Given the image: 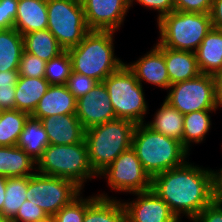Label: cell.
Masks as SVG:
<instances>
[{
  "instance_id": "1",
  "label": "cell",
  "mask_w": 222,
  "mask_h": 222,
  "mask_svg": "<svg viewBox=\"0 0 222 222\" xmlns=\"http://www.w3.org/2000/svg\"><path fill=\"white\" fill-rule=\"evenodd\" d=\"M151 189L180 219V214L194 219L213 202L211 171L187 161L152 178Z\"/></svg>"
},
{
  "instance_id": "2",
  "label": "cell",
  "mask_w": 222,
  "mask_h": 222,
  "mask_svg": "<svg viewBox=\"0 0 222 222\" xmlns=\"http://www.w3.org/2000/svg\"><path fill=\"white\" fill-rule=\"evenodd\" d=\"M113 31L90 30L80 44L68 49L73 71L99 82L125 63L114 55Z\"/></svg>"
},
{
  "instance_id": "3",
  "label": "cell",
  "mask_w": 222,
  "mask_h": 222,
  "mask_svg": "<svg viewBox=\"0 0 222 222\" xmlns=\"http://www.w3.org/2000/svg\"><path fill=\"white\" fill-rule=\"evenodd\" d=\"M131 147L151 178L181 166L189 155L180 141L157 133L144 123L136 125Z\"/></svg>"
},
{
  "instance_id": "4",
  "label": "cell",
  "mask_w": 222,
  "mask_h": 222,
  "mask_svg": "<svg viewBox=\"0 0 222 222\" xmlns=\"http://www.w3.org/2000/svg\"><path fill=\"white\" fill-rule=\"evenodd\" d=\"M136 125L131 120L117 118L85 130L89 162L97 175L131 147Z\"/></svg>"
},
{
  "instance_id": "5",
  "label": "cell",
  "mask_w": 222,
  "mask_h": 222,
  "mask_svg": "<svg viewBox=\"0 0 222 222\" xmlns=\"http://www.w3.org/2000/svg\"><path fill=\"white\" fill-rule=\"evenodd\" d=\"M36 166V171L42 175L69 179L81 188L87 179L98 177L89 162L85 139L69 145L49 144Z\"/></svg>"
},
{
  "instance_id": "6",
  "label": "cell",
  "mask_w": 222,
  "mask_h": 222,
  "mask_svg": "<svg viewBox=\"0 0 222 222\" xmlns=\"http://www.w3.org/2000/svg\"><path fill=\"white\" fill-rule=\"evenodd\" d=\"M158 45L173 50L194 52L213 29L210 13L172 11L157 21Z\"/></svg>"
},
{
  "instance_id": "7",
  "label": "cell",
  "mask_w": 222,
  "mask_h": 222,
  "mask_svg": "<svg viewBox=\"0 0 222 222\" xmlns=\"http://www.w3.org/2000/svg\"><path fill=\"white\" fill-rule=\"evenodd\" d=\"M116 118L144 123L148 106L142 85L126 63L104 81Z\"/></svg>"
},
{
  "instance_id": "8",
  "label": "cell",
  "mask_w": 222,
  "mask_h": 222,
  "mask_svg": "<svg viewBox=\"0 0 222 222\" xmlns=\"http://www.w3.org/2000/svg\"><path fill=\"white\" fill-rule=\"evenodd\" d=\"M47 29L68 50L81 43L90 31L81 0H47Z\"/></svg>"
},
{
  "instance_id": "9",
  "label": "cell",
  "mask_w": 222,
  "mask_h": 222,
  "mask_svg": "<svg viewBox=\"0 0 222 222\" xmlns=\"http://www.w3.org/2000/svg\"><path fill=\"white\" fill-rule=\"evenodd\" d=\"M168 89L165 101L183 115L219 107L213 75L201 73L193 79L174 83Z\"/></svg>"
},
{
  "instance_id": "10",
  "label": "cell",
  "mask_w": 222,
  "mask_h": 222,
  "mask_svg": "<svg viewBox=\"0 0 222 222\" xmlns=\"http://www.w3.org/2000/svg\"><path fill=\"white\" fill-rule=\"evenodd\" d=\"M35 172L28 176L26 197L28 201L33 198L35 204L41 207L49 217H53L62 207L82 194L83 188L72 180Z\"/></svg>"
},
{
  "instance_id": "11",
  "label": "cell",
  "mask_w": 222,
  "mask_h": 222,
  "mask_svg": "<svg viewBox=\"0 0 222 222\" xmlns=\"http://www.w3.org/2000/svg\"><path fill=\"white\" fill-rule=\"evenodd\" d=\"M99 176H106L108 186L117 192L139 193L151 190L152 178L142 167L135 150L121 153Z\"/></svg>"
},
{
  "instance_id": "12",
  "label": "cell",
  "mask_w": 222,
  "mask_h": 222,
  "mask_svg": "<svg viewBox=\"0 0 222 222\" xmlns=\"http://www.w3.org/2000/svg\"><path fill=\"white\" fill-rule=\"evenodd\" d=\"M89 30L115 32L130 9V0H81Z\"/></svg>"
},
{
  "instance_id": "13",
  "label": "cell",
  "mask_w": 222,
  "mask_h": 222,
  "mask_svg": "<svg viewBox=\"0 0 222 222\" xmlns=\"http://www.w3.org/2000/svg\"><path fill=\"white\" fill-rule=\"evenodd\" d=\"M75 114L85 130L117 119L103 82H99L88 94L77 99Z\"/></svg>"
},
{
  "instance_id": "14",
  "label": "cell",
  "mask_w": 222,
  "mask_h": 222,
  "mask_svg": "<svg viewBox=\"0 0 222 222\" xmlns=\"http://www.w3.org/2000/svg\"><path fill=\"white\" fill-rule=\"evenodd\" d=\"M133 194L138 196L135 201L123 202L130 222H175L178 219L152 189Z\"/></svg>"
},
{
  "instance_id": "15",
  "label": "cell",
  "mask_w": 222,
  "mask_h": 222,
  "mask_svg": "<svg viewBox=\"0 0 222 222\" xmlns=\"http://www.w3.org/2000/svg\"><path fill=\"white\" fill-rule=\"evenodd\" d=\"M142 85V81L168 89L170 79L164 60V46L156 44L150 52L134 63L126 64Z\"/></svg>"
},
{
  "instance_id": "16",
  "label": "cell",
  "mask_w": 222,
  "mask_h": 222,
  "mask_svg": "<svg viewBox=\"0 0 222 222\" xmlns=\"http://www.w3.org/2000/svg\"><path fill=\"white\" fill-rule=\"evenodd\" d=\"M41 122L49 144L69 145L82 142L85 138V129L76 114L44 117Z\"/></svg>"
},
{
  "instance_id": "17",
  "label": "cell",
  "mask_w": 222,
  "mask_h": 222,
  "mask_svg": "<svg viewBox=\"0 0 222 222\" xmlns=\"http://www.w3.org/2000/svg\"><path fill=\"white\" fill-rule=\"evenodd\" d=\"M77 99L66 85H50L38 102L31 117L41 120L44 117L76 113Z\"/></svg>"
},
{
  "instance_id": "18",
  "label": "cell",
  "mask_w": 222,
  "mask_h": 222,
  "mask_svg": "<svg viewBox=\"0 0 222 222\" xmlns=\"http://www.w3.org/2000/svg\"><path fill=\"white\" fill-rule=\"evenodd\" d=\"M47 0H18L14 28L22 36L47 29Z\"/></svg>"
},
{
  "instance_id": "19",
  "label": "cell",
  "mask_w": 222,
  "mask_h": 222,
  "mask_svg": "<svg viewBox=\"0 0 222 222\" xmlns=\"http://www.w3.org/2000/svg\"><path fill=\"white\" fill-rule=\"evenodd\" d=\"M125 219V208L120 200L111 199L105 193L86 199L83 222H123Z\"/></svg>"
},
{
  "instance_id": "20",
  "label": "cell",
  "mask_w": 222,
  "mask_h": 222,
  "mask_svg": "<svg viewBox=\"0 0 222 222\" xmlns=\"http://www.w3.org/2000/svg\"><path fill=\"white\" fill-rule=\"evenodd\" d=\"M202 74L215 76L222 71V30L213 28L195 51Z\"/></svg>"
},
{
  "instance_id": "21",
  "label": "cell",
  "mask_w": 222,
  "mask_h": 222,
  "mask_svg": "<svg viewBox=\"0 0 222 222\" xmlns=\"http://www.w3.org/2000/svg\"><path fill=\"white\" fill-rule=\"evenodd\" d=\"M164 60L171 85L193 79L201 74L194 52L164 47Z\"/></svg>"
},
{
  "instance_id": "22",
  "label": "cell",
  "mask_w": 222,
  "mask_h": 222,
  "mask_svg": "<svg viewBox=\"0 0 222 222\" xmlns=\"http://www.w3.org/2000/svg\"><path fill=\"white\" fill-rule=\"evenodd\" d=\"M36 162L16 146H0V175L6 178L31 176Z\"/></svg>"
},
{
  "instance_id": "23",
  "label": "cell",
  "mask_w": 222,
  "mask_h": 222,
  "mask_svg": "<svg viewBox=\"0 0 222 222\" xmlns=\"http://www.w3.org/2000/svg\"><path fill=\"white\" fill-rule=\"evenodd\" d=\"M49 87L45 78L19 77L15 86V109L31 115Z\"/></svg>"
},
{
  "instance_id": "24",
  "label": "cell",
  "mask_w": 222,
  "mask_h": 222,
  "mask_svg": "<svg viewBox=\"0 0 222 222\" xmlns=\"http://www.w3.org/2000/svg\"><path fill=\"white\" fill-rule=\"evenodd\" d=\"M144 124L157 133L180 141L183 145L184 115L165 100L156 111L153 121Z\"/></svg>"
},
{
  "instance_id": "25",
  "label": "cell",
  "mask_w": 222,
  "mask_h": 222,
  "mask_svg": "<svg viewBox=\"0 0 222 222\" xmlns=\"http://www.w3.org/2000/svg\"><path fill=\"white\" fill-rule=\"evenodd\" d=\"M48 145V135L41 120L30 116L20 134L17 146L37 162Z\"/></svg>"
},
{
  "instance_id": "26",
  "label": "cell",
  "mask_w": 222,
  "mask_h": 222,
  "mask_svg": "<svg viewBox=\"0 0 222 222\" xmlns=\"http://www.w3.org/2000/svg\"><path fill=\"white\" fill-rule=\"evenodd\" d=\"M23 51V36L15 28L0 30V72L18 71Z\"/></svg>"
},
{
  "instance_id": "27",
  "label": "cell",
  "mask_w": 222,
  "mask_h": 222,
  "mask_svg": "<svg viewBox=\"0 0 222 222\" xmlns=\"http://www.w3.org/2000/svg\"><path fill=\"white\" fill-rule=\"evenodd\" d=\"M23 41L25 52L37 56L45 62L64 51L48 29L27 33L23 35Z\"/></svg>"
},
{
  "instance_id": "28",
  "label": "cell",
  "mask_w": 222,
  "mask_h": 222,
  "mask_svg": "<svg viewBox=\"0 0 222 222\" xmlns=\"http://www.w3.org/2000/svg\"><path fill=\"white\" fill-rule=\"evenodd\" d=\"M216 110H201L184 115L183 146L189 151L191 143H201L211 128L210 112Z\"/></svg>"
},
{
  "instance_id": "29",
  "label": "cell",
  "mask_w": 222,
  "mask_h": 222,
  "mask_svg": "<svg viewBox=\"0 0 222 222\" xmlns=\"http://www.w3.org/2000/svg\"><path fill=\"white\" fill-rule=\"evenodd\" d=\"M31 115L17 109L2 111L0 146H16L25 123Z\"/></svg>"
},
{
  "instance_id": "30",
  "label": "cell",
  "mask_w": 222,
  "mask_h": 222,
  "mask_svg": "<svg viewBox=\"0 0 222 222\" xmlns=\"http://www.w3.org/2000/svg\"><path fill=\"white\" fill-rule=\"evenodd\" d=\"M28 189V176L7 178L3 209L0 212L10 221L25 200Z\"/></svg>"
},
{
  "instance_id": "31",
  "label": "cell",
  "mask_w": 222,
  "mask_h": 222,
  "mask_svg": "<svg viewBox=\"0 0 222 222\" xmlns=\"http://www.w3.org/2000/svg\"><path fill=\"white\" fill-rule=\"evenodd\" d=\"M73 71L72 60L67 50L46 62L44 78L50 85H66Z\"/></svg>"
},
{
  "instance_id": "32",
  "label": "cell",
  "mask_w": 222,
  "mask_h": 222,
  "mask_svg": "<svg viewBox=\"0 0 222 222\" xmlns=\"http://www.w3.org/2000/svg\"><path fill=\"white\" fill-rule=\"evenodd\" d=\"M86 212V198L78 196L62 207L52 218L55 222H83Z\"/></svg>"
},
{
  "instance_id": "33",
  "label": "cell",
  "mask_w": 222,
  "mask_h": 222,
  "mask_svg": "<svg viewBox=\"0 0 222 222\" xmlns=\"http://www.w3.org/2000/svg\"><path fill=\"white\" fill-rule=\"evenodd\" d=\"M46 62L23 51L19 64V77L44 78Z\"/></svg>"
},
{
  "instance_id": "34",
  "label": "cell",
  "mask_w": 222,
  "mask_h": 222,
  "mask_svg": "<svg viewBox=\"0 0 222 222\" xmlns=\"http://www.w3.org/2000/svg\"><path fill=\"white\" fill-rule=\"evenodd\" d=\"M48 214L38 205L35 204L33 198L22 203L16 215L9 222H37L46 221Z\"/></svg>"
},
{
  "instance_id": "35",
  "label": "cell",
  "mask_w": 222,
  "mask_h": 222,
  "mask_svg": "<svg viewBox=\"0 0 222 222\" xmlns=\"http://www.w3.org/2000/svg\"><path fill=\"white\" fill-rule=\"evenodd\" d=\"M99 81L72 71L67 81V88L76 99L88 94Z\"/></svg>"
},
{
  "instance_id": "36",
  "label": "cell",
  "mask_w": 222,
  "mask_h": 222,
  "mask_svg": "<svg viewBox=\"0 0 222 222\" xmlns=\"http://www.w3.org/2000/svg\"><path fill=\"white\" fill-rule=\"evenodd\" d=\"M18 0H0V30L14 28Z\"/></svg>"
},
{
  "instance_id": "37",
  "label": "cell",
  "mask_w": 222,
  "mask_h": 222,
  "mask_svg": "<svg viewBox=\"0 0 222 222\" xmlns=\"http://www.w3.org/2000/svg\"><path fill=\"white\" fill-rule=\"evenodd\" d=\"M213 0H173L174 10L192 13H210Z\"/></svg>"
},
{
  "instance_id": "38",
  "label": "cell",
  "mask_w": 222,
  "mask_h": 222,
  "mask_svg": "<svg viewBox=\"0 0 222 222\" xmlns=\"http://www.w3.org/2000/svg\"><path fill=\"white\" fill-rule=\"evenodd\" d=\"M192 222H222V204L213 201Z\"/></svg>"
},
{
  "instance_id": "39",
  "label": "cell",
  "mask_w": 222,
  "mask_h": 222,
  "mask_svg": "<svg viewBox=\"0 0 222 222\" xmlns=\"http://www.w3.org/2000/svg\"><path fill=\"white\" fill-rule=\"evenodd\" d=\"M133 1L135 0H130V6H133ZM136 2L146 8L157 10L159 12L157 20L174 11L173 0H136Z\"/></svg>"
},
{
  "instance_id": "40",
  "label": "cell",
  "mask_w": 222,
  "mask_h": 222,
  "mask_svg": "<svg viewBox=\"0 0 222 222\" xmlns=\"http://www.w3.org/2000/svg\"><path fill=\"white\" fill-rule=\"evenodd\" d=\"M15 86L0 85V110L15 109Z\"/></svg>"
},
{
  "instance_id": "41",
  "label": "cell",
  "mask_w": 222,
  "mask_h": 222,
  "mask_svg": "<svg viewBox=\"0 0 222 222\" xmlns=\"http://www.w3.org/2000/svg\"><path fill=\"white\" fill-rule=\"evenodd\" d=\"M212 198L214 202L222 204V168L220 171L211 170Z\"/></svg>"
},
{
  "instance_id": "42",
  "label": "cell",
  "mask_w": 222,
  "mask_h": 222,
  "mask_svg": "<svg viewBox=\"0 0 222 222\" xmlns=\"http://www.w3.org/2000/svg\"><path fill=\"white\" fill-rule=\"evenodd\" d=\"M210 16L213 28L222 30V0H213Z\"/></svg>"
},
{
  "instance_id": "43",
  "label": "cell",
  "mask_w": 222,
  "mask_h": 222,
  "mask_svg": "<svg viewBox=\"0 0 222 222\" xmlns=\"http://www.w3.org/2000/svg\"><path fill=\"white\" fill-rule=\"evenodd\" d=\"M19 79V71L0 72V85L16 86Z\"/></svg>"
},
{
  "instance_id": "44",
  "label": "cell",
  "mask_w": 222,
  "mask_h": 222,
  "mask_svg": "<svg viewBox=\"0 0 222 222\" xmlns=\"http://www.w3.org/2000/svg\"><path fill=\"white\" fill-rule=\"evenodd\" d=\"M216 83V97L218 105L222 106V71L217 73L215 76Z\"/></svg>"
},
{
  "instance_id": "45",
  "label": "cell",
  "mask_w": 222,
  "mask_h": 222,
  "mask_svg": "<svg viewBox=\"0 0 222 222\" xmlns=\"http://www.w3.org/2000/svg\"><path fill=\"white\" fill-rule=\"evenodd\" d=\"M6 183H7V178L0 175V212L3 209V203H4L5 191H6Z\"/></svg>"
},
{
  "instance_id": "46",
  "label": "cell",
  "mask_w": 222,
  "mask_h": 222,
  "mask_svg": "<svg viewBox=\"0 0 222 222\" xmlns=\"http://www.w3.org/2000/svg\"><path fill=\"white\" fill-rule=\"evenodd\" d=\"M0 222H9V221L0 213Z\"/></svg>"
},
{
  "instance_id": "47",
  "label": "cell",
  "mask_w": 222,
  "mask_h": 222,
  "mask_svg": "<svg viewBox=\"0 0 222 222\" xmlns=\"http://www.w3.org/2000/svg\"><path fill=\"white\" fill-rule=\"evenodd\" d=\"M37 222H55L52 217H49L46 221H37Z\"/></svg>"
},
{
  "instance_id": "48",
  "label": "cell",
  "mask_w": 222,
  "mask_h": 222,
  "mask_svg": "<svg viewBox=\"0 0 222 222\" xmlns=\"http://www.w3.org/2000/svg\"><path fill=\"white\" fill-rule=\"evenodd\" d=\"M1 118H2V111L0 110V121H1Z\"/></svg>"
},
{
  "instance_id": "49",
  "label": "cell",
  "mask_w": 222,
  "mask_h": 222,
  "mask_svg": "<svg viewBox=\"0 0 222 222\" xmlns=\"http://www.w3.org/2000/svg\"><path fill=\"white\" fill-rule=\"evenodd\" d=\"M123 222H130L127 218Z\"/></svg>"
}]
</instances>
